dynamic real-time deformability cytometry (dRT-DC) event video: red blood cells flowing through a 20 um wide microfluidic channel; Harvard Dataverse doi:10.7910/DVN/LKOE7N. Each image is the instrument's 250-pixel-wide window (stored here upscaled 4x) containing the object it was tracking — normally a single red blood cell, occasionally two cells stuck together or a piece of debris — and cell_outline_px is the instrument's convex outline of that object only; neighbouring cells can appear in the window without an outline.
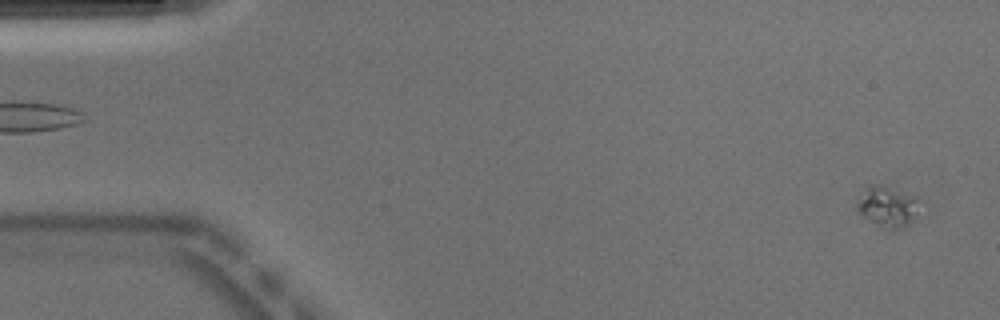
{"species": "Egyptian fruit bat (a non-hibernating species)", "species_latin": "Rousettus aegyptiacus", "temperature_condition": "warm", "stored_images_in_passage": 52, "camera_frame_rate_fps": 3000, "um_per_image_px": 0.085, "animal": {"sex": "male"}, "frame": {"image": 1, "passage_image": 2, "time_ms": 0.333, "image_size_px": [1000, 320], "cell_outline_px": [[916, 200], [908, 220], [904, 228], [892, 232], [880, 228], [860, 216], [856, 208], [856, 200], [868, 184], [880, 184]], "centroid_in_image_um": [75.2, 17.62], "position_along_channel_um": 9.8, "area_um2": 14.16}}
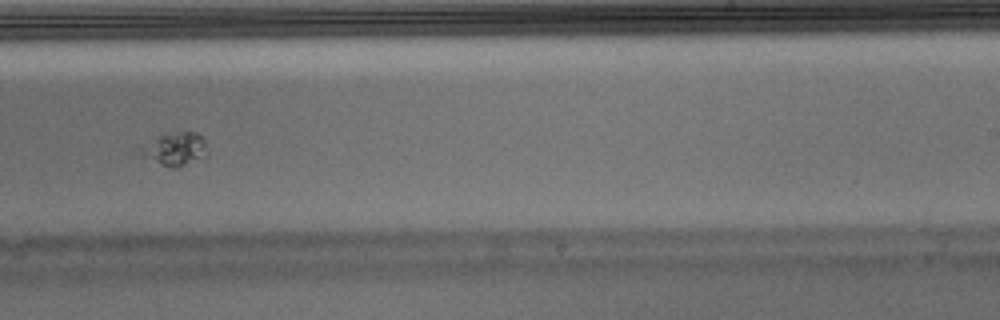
{"frame": {"image": 2, "passage_image": 32, "time_ms": 10.333, "image_size_px": [1000, 320], "cell_outline_px": [[208, 156], [176, 168], [172, 168], [160, 164], [140, 156], [136, 152], [140, 148], [164, 132], [196, 132], [204, 140]], "centroid_in_image_um": [14.85, 12.67], "position_along_channel_um": 274.1, "area_um2": 13.01}}
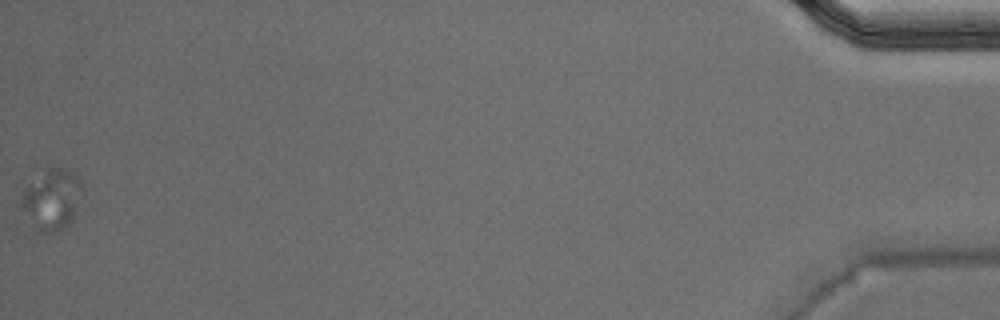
{"frame": {"image": 3, "passage_image": 52, "time_ms": 17.0, "image_size_px": [1000, 320], "cell_outline_px": [[84, 192], [72, 220], [64, 228], [56, 232], [36, 232], [32, 228], [16, 204], [24, 188], [28, 184], [48, 168], [64, 168], [80, 176], [84, 184]], "centroid_in_image_um": [4.38, 16.98], "position_along_channel_um": 430.8, "area_um2": 22.6}}